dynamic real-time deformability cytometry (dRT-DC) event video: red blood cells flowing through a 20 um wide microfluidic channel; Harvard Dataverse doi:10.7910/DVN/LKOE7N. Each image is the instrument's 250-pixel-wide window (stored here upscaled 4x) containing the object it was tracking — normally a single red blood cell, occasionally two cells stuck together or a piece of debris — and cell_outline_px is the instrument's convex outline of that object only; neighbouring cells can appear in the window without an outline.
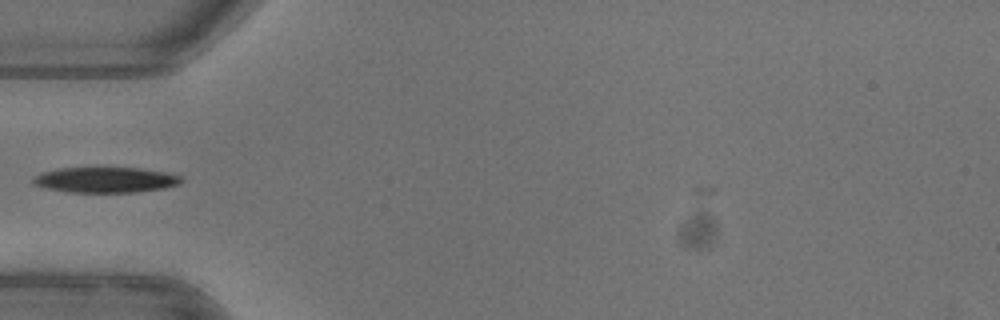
{"species": "common noctule bat (a hibernating species)", "species_latin": "Nyctalus noctula", "temperature_condition": "warm", "stored_images_in_passage": 41, "camera_frame_rate_fps": 3000, "um_per_image_px": 0.085, "animal": {"sex": "female"}, "frame": {"image": 1, "passage_image": 8, "time_ms": 2.333, "image_size_px": [1000, 320], "cell_outline_px": [[184, 180], [180, 184], [164, 188], [136, 192], [68, 192], [48, 188], [32, 184], [32, 176], [40, 172], [60, 168], [140, 168], [168, 172], [184, 176]], "centroid_in_image_um": [9.0, 15.28], "position_along_channel_um": 76.0, "area_um2": 22.25}, "authors_computed_cell_mechanics": {"area_um2": 22.253, "velocity_mm_per_s": 3.9844, "shape_relaxation_time_tau1_ms": 2.4012, "shape_relaxation_time_tau2_ms": null, "deformation_change_tau1": 0.1625, "deformation_change_tau2": null}}